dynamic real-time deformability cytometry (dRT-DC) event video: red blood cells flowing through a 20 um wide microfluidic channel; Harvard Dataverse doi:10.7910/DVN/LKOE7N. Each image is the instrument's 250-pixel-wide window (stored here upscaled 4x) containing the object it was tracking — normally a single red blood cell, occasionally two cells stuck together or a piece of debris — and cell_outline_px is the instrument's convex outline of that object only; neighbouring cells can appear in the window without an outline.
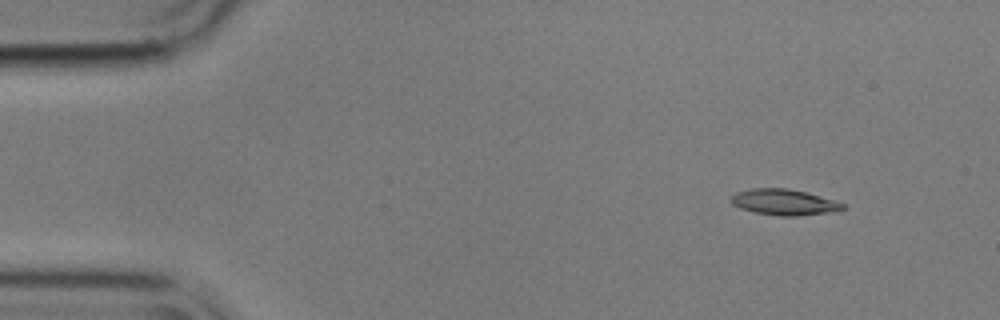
{"species": "common noctule bat (a hibernating species)", "species_latin": "Nyctalus noctula", "temperature_condition": "cold", "stored_images_in_passage": 52, "segment_of_instrument_passage": [1, 2], "camera_frame_rate_fps": 3000, "um_per_image_px": 0.085, "animal": {"sex": "male", "body_mass_g": 17.9}, "frame": {"image": 1, "passage_image": 1, "time_ms": 0.0, "image_size_px": [1000, 320], "cell_outline_px": [[848, 208], [832, 212], [796, 216], [776, 216], [756, 212], [740, 208], [732, 204], [732, 196], [736, 192], [752, 188], [788, 188], [804, 192], [832, 200], [844, 204]], "centroid_in_image_um": [66.64, 17.19], "position_along_channel_um": 18.4, "area_um2": 16.7}}
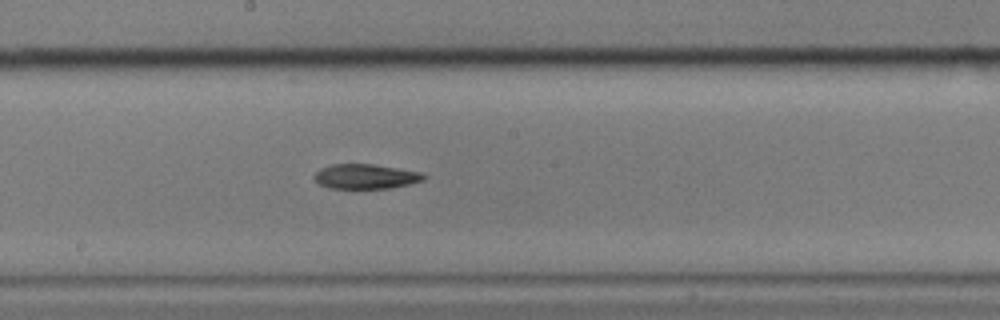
{"frame": {"image": 2, "passage_image": 25, "time_ms": 8.0, "image_size_px": [1000, 320], "cell_outline_px": [[428, 176], [424, 180], [408, 184], [388, 188], [328, 188], [320, 184], [312, 176], [320, 168], [332, 164], [372, 164], [420, 172]], "centroid_in_image_um": [31.06, 14.99], "position_along_channel_um": 217.1, "area_um2": 15.66}}
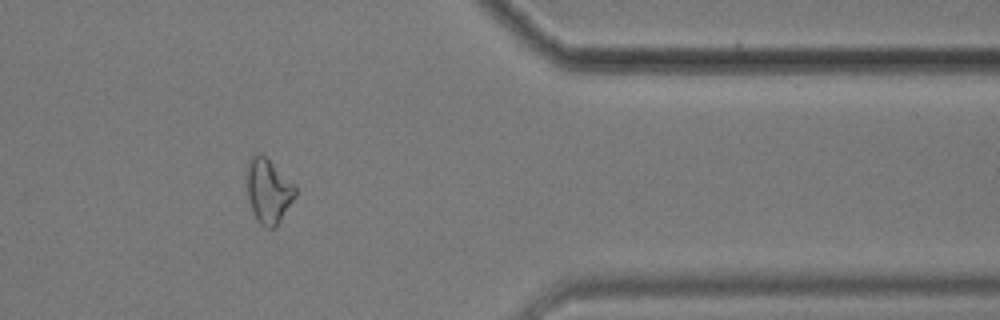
{"frame": {"image": 3, "passage_image": 41, "time_ms": 13.333, "image_size_px": [1000, 320], "cell_outline_px": [[296, 196], [276, 228], [268, 228], [260, 224], [256, 220], [248, 200], [244, 180], [248, 160], [256, 152], [260, 152], [296, 184]], "centroid_in_image_um": [22.78, 16.21], "position_along_channel_um": 388.6, "area_um2": 18.9}}